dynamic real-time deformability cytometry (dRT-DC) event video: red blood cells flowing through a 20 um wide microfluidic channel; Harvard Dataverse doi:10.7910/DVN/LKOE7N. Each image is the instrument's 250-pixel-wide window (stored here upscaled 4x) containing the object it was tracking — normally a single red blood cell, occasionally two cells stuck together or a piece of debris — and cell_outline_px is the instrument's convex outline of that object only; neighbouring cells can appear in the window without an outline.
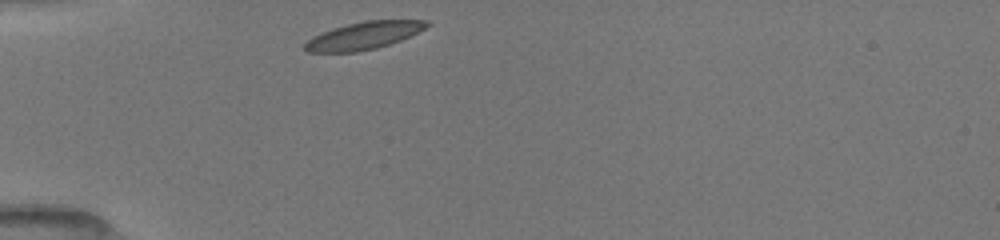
{"species": "common noctule bat (a hibernating species)", "species_latin": "Nyctalus noctula", "temperature_condition": "room temperature", "stored_images_in_passage": 9, "camera_frame_rate_fps": 3000, "um_per_image_px": 0.085, "animal": {"sex": "female", "body_mass_g": 19.5, "forearm_length_mm": 54.1}, "frame": {"image": 1, "passage_image": 1, "time_ms": 0.0, "image_size_px": [1000, 240], "cell_outline_px": [[432, 24], [400, 40], [376, 48], [356, 52], [308, 52], [304, 48], [304, 44], [312, 36], [320, 32], [332, 28], [364, 20], [428, 20]], "centroid_in_image_um": [30.88, 3.02], "position_along_channel_um": 54.1, "area_um2": 19.42}}
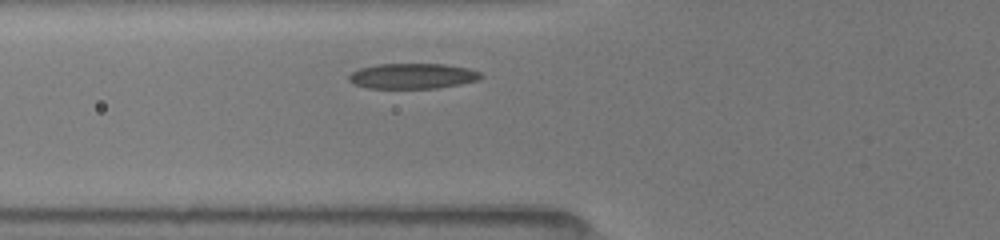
{"frame": {"image": 2, "passage_image": 7, "time_ms": 1.333, "image_size_px": [1000, 240], "cell_outline_px": [[484, 76], [480, 80], [460, 84], [436, 88], [368, 88], [356, 84], [348, 80], [348, 76], [352, 72], [360, 68], [380, 64], [444, 64], [468, 68], [480, 72]], "centroid_in_image_um": [35.11, 6.46], "position_along_channel_um": 90.7, "area_um2": 19.48}}